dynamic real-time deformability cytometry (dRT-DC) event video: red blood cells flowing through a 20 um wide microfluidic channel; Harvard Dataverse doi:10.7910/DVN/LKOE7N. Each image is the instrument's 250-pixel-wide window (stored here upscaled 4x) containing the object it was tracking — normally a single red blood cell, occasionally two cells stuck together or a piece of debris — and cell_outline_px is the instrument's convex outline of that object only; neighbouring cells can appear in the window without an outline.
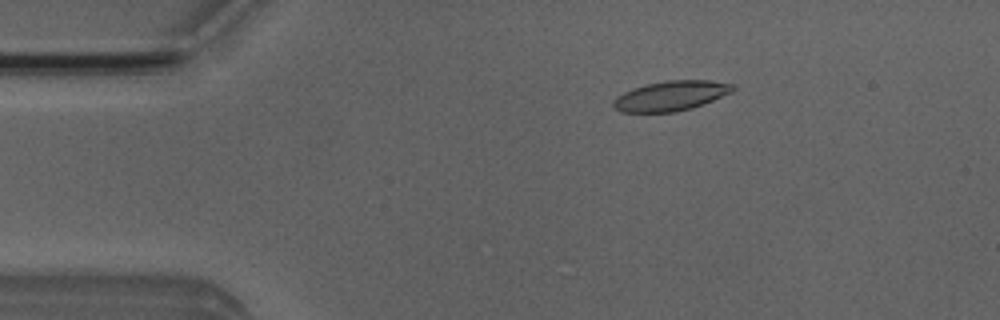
{"species": "Egyptian fruit bat (a non-hibernating species)", "species_latin": "Rousettus aegyptiacus", "temperature_condition": "room temperature", "stored_images_in_passage": 39, "camera_frame_rate_fps": 3000, "um_per_image_px": 0.085, "animal": {"sex": "male"}, "frame": {"image": 1, "passage_image": 9, "time_ms": 2.667, "image_size_px": [1000, 320], "cell_outline_px": [[736, 88], [732, 92], [692, 108], [672, 112], [620, 112], [612, 104], [612, 100], [616, 96], [632, 88], [644, 84], [664, 80], [712, 80], [736, 84]], "centroid_in_image_um": [57.02, 8.12], "position_along_channel_um": 28.0, "area_um2": 20.98}}
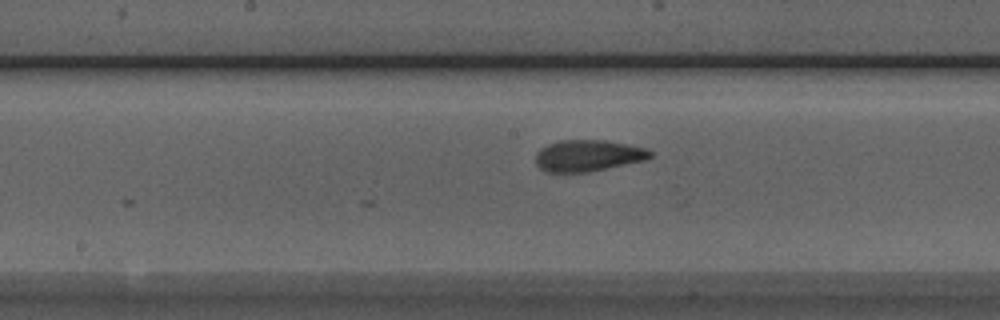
{"frame": {"image": 2, "passage_image": 26, "time_ms": 8.333, "image_size_px": [1000, 320], "cell_outline_px": [[652, 156], [644, 160], [588, 172], [548, 172], [540, 168], [536, 164], [536, 152], [540, 148], [548, 144], [560, 140], [604, 140], [628, 144], [648, 148], [652, 152]], "centroid_in_image_um": [49.97, 13.22], "position_along_channel_um": 198.2, "area_um2": 20.98}}
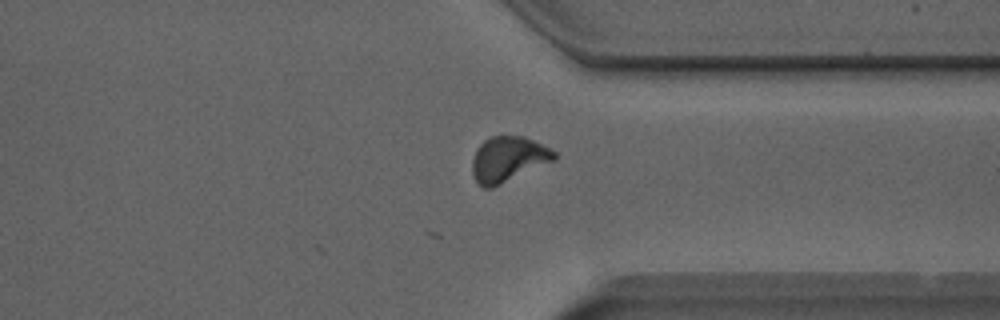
{"frame": {"image": 3, "passage_image": 39, "time_ms": 12.667, "image_size_px": [1000, 320], "cell_outline_px": [[556, 160], [492, 188], [484, 188], [476, 180], [472, 172], [472, 160], [476, 148], [488, 136], [524, 136], [556, 152]], "centroid_in_image_um": [43.17, 13.53], "position_along_channel_um": 368.2, "area_um2": 21.62}, "authors_computed_cell_mechanics": {"area_um2": 20.9814, "velocity_mm_per_s": 3.9606, "shape_relaxation_time_tau1_ms": 5.9342, "shape_relaxation_time_tau2_ms": null, "deformation_change_tau1": 0.173, "deformation_change_tau2": null}}